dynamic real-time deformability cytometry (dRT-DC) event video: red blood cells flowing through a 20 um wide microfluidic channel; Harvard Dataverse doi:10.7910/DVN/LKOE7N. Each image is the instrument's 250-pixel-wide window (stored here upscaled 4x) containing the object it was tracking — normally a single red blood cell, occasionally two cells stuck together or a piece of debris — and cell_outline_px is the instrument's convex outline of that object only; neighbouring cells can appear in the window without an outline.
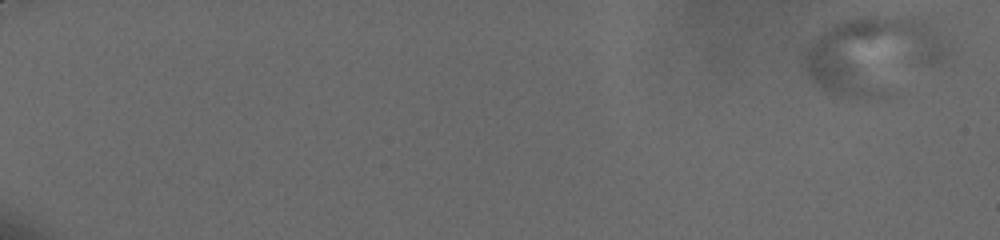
{"species": "human", "species_latin": "Homo sapiens", "temperature_condition": "cold", "stored_images_in_passage": 24, "camera_frame_rate_fps": 3000, "um_per_image_px": 0.085, "donor": {"sex": "male"}, "frame": {"image": 1, "passage_image": 1, "time_ms": 0.0, "image_size_px": [1000, 240], "cell_outline_px": [[952, 60], [888, 96], [836, 96], [824, 92], [808, 80], [804, 72], [804, 48], [820, 32], [844, 20], [860, 16], [916, 16], [924, 20], [952, 40]], "centroid_in_image_um": [74.35, 4.69], "position_along_channel_um": 10.6, "area_um2": 67.63}}
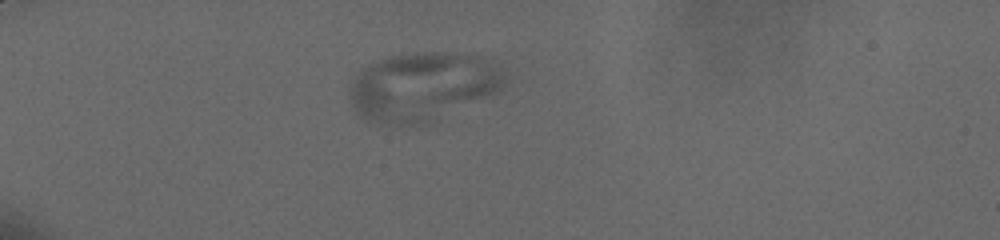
{"frame": {"image": 2, "passage_image": 10, "time_ms": 6.0, "image_size_px": [1000, 240], "cell_outline_px": [[504, 84], [492, 96], [424, 124], [388, 124], [368, 120], [360, 116], [352, 108], [348, 100], [352, 80], [356, 72], [360, 68], [368, 64], [392, 56], [416, 52], [452, 52], [484, 56], [492, 60], [504, 76]], "centroid_in_image_um": [35.89, 7.34], "position_along_channel_um": 49.1, "area_um2": 62.37}}